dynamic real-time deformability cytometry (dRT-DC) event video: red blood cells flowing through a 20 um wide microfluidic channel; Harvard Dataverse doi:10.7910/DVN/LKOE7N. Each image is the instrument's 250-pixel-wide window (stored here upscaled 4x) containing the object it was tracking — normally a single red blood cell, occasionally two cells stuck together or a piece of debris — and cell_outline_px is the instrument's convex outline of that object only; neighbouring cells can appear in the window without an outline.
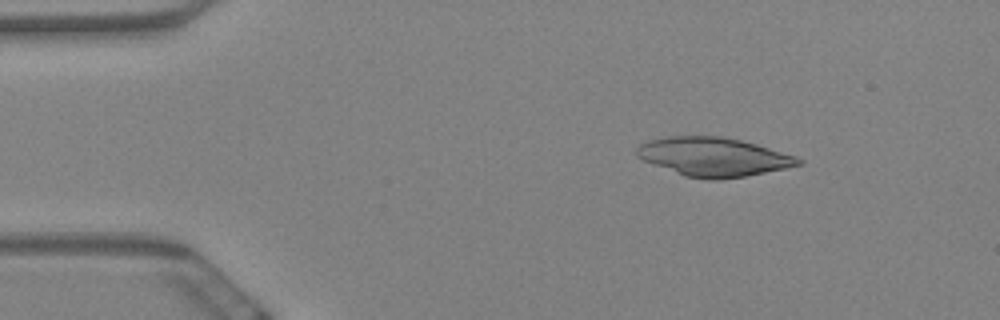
{"species": "Egyptian fruit bat (a non-hibernating species)", "species_latin": "Rousettus aegyptiacus", "temperature_condition": "warm", "stored_images_in_passage": 51, "camera_frame_rate_fps": 3000, "um_per_image_px": 0.085, "animal": {"sex": "female"}, "frame": {"image": 1, "passage_image": 2, "time_ms": 0.333, "image_size_px": [1000, 320], "cell_outline_px": [[804, 164], [744, 176], [712, 180], [684, 176], [644, 160], [636, 156], [636, 148], [640, 144], [648, 140], [668, 136], [720, 136], [740, 140], [756, 144], [796, 156], [804, 160]], "centroid_in_image_um": [60.64, 13.32], "position_along_channel_um": 24.4, "area_um2": 36.24}}